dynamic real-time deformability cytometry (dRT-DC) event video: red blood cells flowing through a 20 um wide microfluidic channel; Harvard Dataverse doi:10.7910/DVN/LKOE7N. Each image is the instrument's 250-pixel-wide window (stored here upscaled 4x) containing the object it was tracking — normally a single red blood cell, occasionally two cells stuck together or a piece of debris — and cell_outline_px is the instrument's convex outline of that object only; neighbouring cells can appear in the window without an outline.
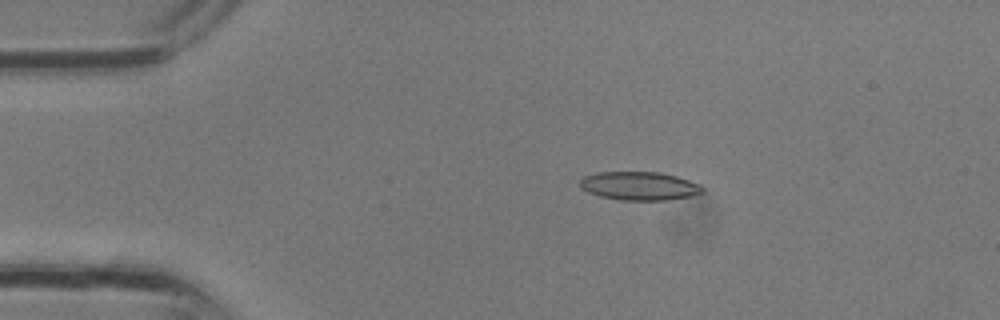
{"species": "common noctule bat (a hibernating species)", "species_latin": "Nyctalus noctula", "temperature_condition": "room temperature", "stored_images_in_passage": 32, "camera_frame_rate_fps": 3000, "um_per_image_px": 0.085, "animal": {"sex": "male", "body_mass_g": 13.3}, "frame": {"image": 1, "passage_image": 6, "time_ms": 1.667, "image_size_px": [1000, 320], "cell_outline_px": [[704, 192], [692, 196], [664, 200], [620, 200], [600, 196], [588, 192], [580, 188], [580, 180], [584, 176], [596, 172], [660, 172], [676, 176], [700, 184], [704, 188]], "centroid_in_image_um": [54.34, 15.8], "position_along_channel_um": 30.7, "area_um2": 20.4}}
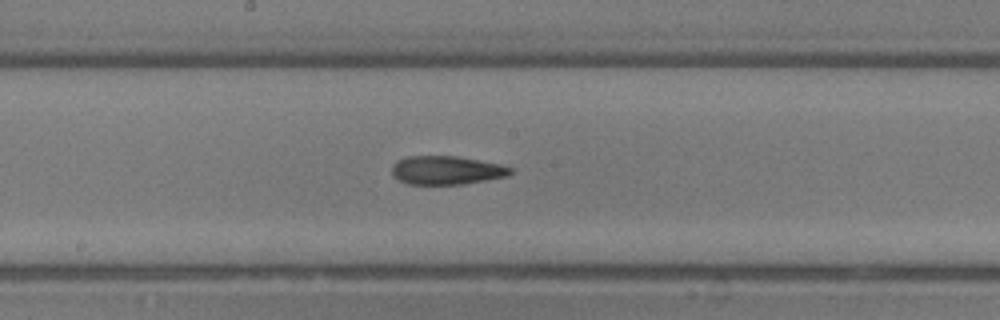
{"frame": {"image": 2, "passage_image": 17, "time_ms": 5.333, "image_size_px": [1000, 320], "cell_outline_px": [[512, 172], [508, 176], [460, 184], [408, 184], [400, 180], [392, 172], [392, 164], [396, 160], [408, 156], [456, 156], [500, 164], [512, 168]], "centroid_in_image_um": [37.94, 14.46], "position_along_channel_um": 210.3, "area_um2": 19.54}}
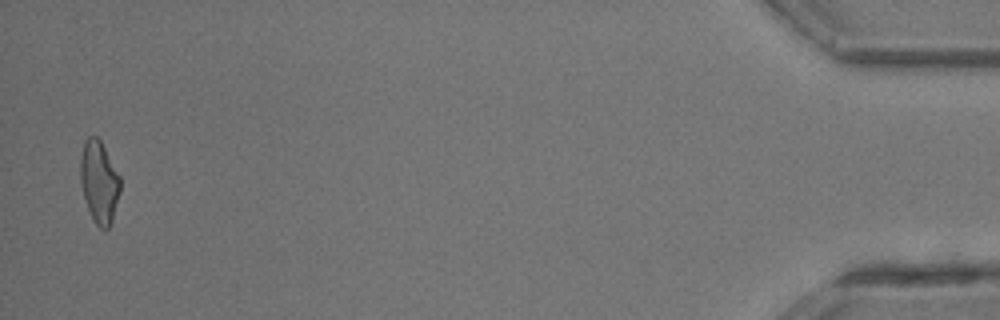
{"frame": {"image": 3, "passage_image": 32, "time_ms": 10.333, "image_size_px": [1000, 320], "cell_outline_px": [[120, 192], [112, 220], [108, 228], [100, 228], [96, 224], [88, 208], [84, 196], [80, 180], [80, 160], [84, 140], [88, 136], [96, 136], [100, 140], [120, 176]], "centroid_in_image_um": [8.42, 15.43], "position_along_channel_um": 426.8, "area_um2": 18.84}}